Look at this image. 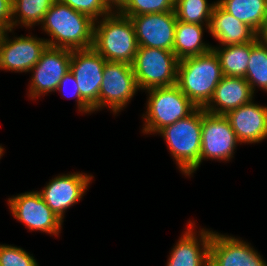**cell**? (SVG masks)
Returning a JSON list of instances; mask_svg holds the SVG:
<instances>
[{
    "label": "cell",
    "mask_w": 267,
    "mask_h": 266,
    "mask_svg": "<svg viewBox=\"0 0 267 266\" xmlns=\"http://www.w3.org/2000/svg\"><path fill=\"white\" fill-rule=\"evenodd\" d=\"M0 264L2 266H38L33 256L22 248L0 245Z\"/></svg>",
    "instance_id": "cell-28"
},
{
    "label": "cell",
    "mask_w": 267,
    "mask_h": 266,
    "mask_svg": "<svg viewBox=\"0 0 267 266\" xmlns=\"http://www.w3.org/2000/svg\"><path fill=\"white\" fill-rule=\"evenodd\" d=\"M12 0H0V31H12Z\"/></svg>",
    "instance_id": "cell-30"
},
{
    "label": "cell",
    "mask_w": 267,
    "mask_h": 266,
    "mask_svg": "<svg viewBox=\"0 0 267 266\" xmlns=\"http://www.w3.org/2000/svg\"><path fill=\"white\" fill-rule=\"evenodd\" d=\"M3 155V147L0 146V158Z\"/></svg>",
    "instance_id": "cell-33"
},
{
    "label": "cell",
    "mask_w": 267,
    "mask_h": 266,
    "mask_svg": "<svg viewBox=\"0 0 267 266\" xmlns=\"http://www.w3.org/2000/svg\"><path fill=\"white\" fill-rule=\"evenodd\" d=\"M222 78L220 61L213 49L178 61L176 85L197 108L209 103Z\"/></svg>",
    "instance_id": "cell-2"
},
{
    "label": "cell",
    "mask_w": 267,
    "mask_h": 266,
    "mask_svg": "<svg viewBox=\"0 0 267 266\" xmlns=\"http://www.w3.org/2000/svg\"><path fill=\"white\" fill-rule=\"evenodd\" d=\"M246 69L245 79L254 93L255 86L267 91V44L259 38L251 42V54Z\"/></svg>",
    "instance_id": "cell-23"
},
{
    "label": "cell",
    "mask_w": 267,
    "mask_h": 266,
    "mask_svg": "<svg viewBox=\"0 0 267 266\" xmlns=\"http://www.w3.org/2000/svg\"><path fill=\"white\" fill-rule=\"evenodd\" d=\"M103 1L111 10H112L113 6H115L117 11H118V9H120L122 7V5L125 2V0H103Z\"/></svg>",
    "instance_id": "cell-31"
},
{
    "label": "cell",
    "mask_w": 267,
    "mask_h": 266,
    "mask_svg": "<svg viewBox=\"0 0 267 266\" xmlns=\"http://www.w3.org/2000/svg\"><path fill=\"white\" fill-rule=\"evenodd\" d=\"M188 225L187 231L172 249L167 266H209V247L213 232L202 229L198 241L196 233L192 231L194 224Z\"/></svg>",
    "instance_id": "cell-18"
},
{
    "label": "cell",
    "mask_w": 267,
    "mask_h": 266,
    "mask_svg": "<svg viewBox=\"0 0 267 266\" xmlns=\"http://www.w3.org/2000/svg\"><path fill=\"white\" fill-rule=\"evenodd\" d=\"M7 31H0V69L30 71L48 46L46 40L21 36L12 41L8 40Z\"/></svg>",
    "instance_id": "cell-13"
},
{
    "label": "cell",
    "mask_w": 267,
    "mask_h": 266,
    "mask_svg": "<svg viewBox=\"0 0 267 266\" xmlns=\"http://www.w3.org/2000/svg\"><path fill=\"white\" fill-rule=\"evenodd\" d=\"M203 108L160 129L181 171L187 176L200 165Z\"/></svg>",
    "instance_id": "cell-4"
},
{
    "label": "cell",
    "mask_w": 267,
    "mask_h": 266,
    "mask_svg": "<svg viewBox=\"0 0 267 266\" xmlns=\"http://www.w3.org/2000/svg\"><path fill=\"white\" fill-rule=\"evenodd\" d=\"M8 203L14 217L24 223L29 230L58 235L63 220L47 206L39 191L19 194L9 198Z\"/></svg>",
    "instance_id": "cell-10"
},
{
    "label": "cell",
    "mask_w": 267,
    "mask_h": 266,
    "mask_svg": "<svg viewBox=\"0 0 267 266\" xmlns=\"http://www.w3.org/2000/svg\"><path fill=\"white\" fill-rule=\"evenodd\" d=\"M62 4L68 5L75 11L83 13L91 17L95 22L99 24L97 18L100 16H106L112 12V10L104 3L103 0H57Z\"/></svg>",
    "instance_id": "cell-27"
},
{
    "label": "cell",
    "mask_w": 267,
    "mask_h": 266,
    "mask_svg": "<svg viewBox=\"0 0 267 266\" xmlns=\"http://www.w3.org/2000/svg\"><path fill=\"white\" fill-rule=\"evenodd\" d=\"M175 0H125L118 10L124 16L152 14L174 11Z\"/></svg>",
    "instance_id": "cell-26"
},
{
    "label": "cell",
    "mask_w": 267,
    "mask_h": 266,
    "mask_svg": "<svg viewBox=\"0 0 267 266\" xmlns=\"http://www.w3.org/2000/svg\"><path fill=\"white\" fill-rule=\"evenodd\" d=\"M240 144L256 143L267 137V107L252 101L225 115Z\"/></svg>",
    "instance_id": "cell-16"
},
{
    "label": "cell",
    "mask_w": 267,
    "mask_h": 266,
    "mask_svg": "<svg viewBox=\"0 0 267 266\" xmlns=\"http://www.w3.org/2000/svg\"><path fill=\"white\" fill-rule=\"evenodd\" d=\"M91 179L92 175L82 173L61 175L52 179L39 193L47 206L62 220L64 211L82 198Z\"/></svg>",
    "instance_id": "cell-14"
},
{
    "label": "cell",
    "mask_w": 267,
    "mask_h": 266,
    "mask_svg": "<svg viewBox=\"0 0 267 266\" xmlns=\"http://www.w3.org/2000/svg\"><path fill=\"white\" fill-rule=\"evenodd\" d=\"M203 26L176 21L173 52L178 60L209 52L212 46L202 42Z\"/></svg>",
    "instance_id": "cell-20"
},
{
    "label": "cell",
    "mask_w": 267,
    "mask_h": 266,
    "mask_svg": "<svg viewBox=\"0 0 267 266\" xmlns=\"http://www.w3.org/2000/svg\"><path fill=\"white\" fill-rule=\"evenodd\" d=\"M217 3L257 33L263 28L267 17V0H220Z\"/></svg>",
    "instance_id": "cell-21"
},
{
    "label": "cell",
    "mask_w": 267,
    "mask_h": 266,
    "mask_svg": "<svg viewBox=\"0 0 267 266\" xmlns=\"http://www.w3.org/2000/svg\"><path fill=\"white\" fill-rule=\"evenodd\" d=\"M208 29L223 46L252 42L258 38V33L253 28L236 19L217 2L213 8Z\"/></svg>",
    "instance_id": "cell-19"
},
{
    "label": "cell",
    "mask_w": 267,
    "mask_h": 266,
    "mask_svg": "<svg viewBox=\"0 0 267 266\" xmlns=\"http://www.w3.org/2000/svg\"><path fill=\"white\" fill-rule=\"evenodd\" d=\"M178 61L173 51L139 47L131 64L139 89L176 85Z\"/></svg>",
    "instance_id": "cell-6"
},
{
    "label": "cell",
    "mask_w": 267,
    "mask_h": 266,
    "mask_svg": "<svg viewBox=\"0 0 267 266\" xmlns=\"http://www.w3.org/2000/svg\"><path fill=\"white\" fill-rule=\"evenodd\" d=\"M214 6L215 2L209 5L207 0H175L174 11L178 20L200 25L205 22L208 28Z\"/></svg>",
    "instance_id": "cell-25"
},
{
    "label": "cell",
    "mask_w": 267,
    "mask_h": 266,
    "mask_svg": "<svg viewBox=\"0 0 267 266\" xmlns=\"http://www.w3.org/2000/svg\"><path fill=\"white\" fill-rule=\"evenodd\" d=\"M253 94L245 78L223 76L211 100L203 109L211 114L226 115L229 111L250 103Z\"/></svg>",
    "instance_id": "cell-17"
},
{
    "label": "cell",
    "mask_w": 267,
    "mask_h": 266,
    "mask_svg": "<svg viewBox=\"0 0 267 266\" xmlns=\"http://www.w3.org/2000/svg\"><path fill=\"white\" fill-rule=\"evenodd\" d=\"M41 24L51 36V40H46L50 47L70 50L93 47L95 20L57 0L46 12Z\"/></svg>",
    "instance_id": "cell-1"
},
{
    "label": "cell",
    "mask_w": 267,
    "mask_h": 266,
    "mask_svg": "<svg viewBox=\"0 0 267 266\" xmlns=\"http://www.w3.org/2000/svg\"><path fill=\"white\" fill-rule=\"evenodd\" d=\"M55 1L56 0H12V28H14V25H18L17 22L27 27H31L36 23H42L46 12ZM16 15L20 17V20L14 19Z\"/></svg>",
    "instance_id": "cell-24"
},
{
    "label": "cell",
    "mask_w": 267,
    "mask_h": 266,
    "mask_svg": "<svg viewBox=\"0 0 267 266\" xmlns=\"http://www.w3.org/2000/svg\"><path fill=\"white\" fill-rule=\"evenodd\" d=\"M237 143L240 142L228 118L203 109L200 164L205 158L229 161Z\"/></svg>",
    "instance_id": "cell-9"
},
{
    "label": "cell",
    "mask_w": 267,
    "mask_h": 266,
    "mask_svg": "<svg viewBox=\"0 0 267 266\" xmlns=\"http://www.w3.org/2000/svg\"><path fill=\"white\" fill-rule=\"evenodd\" d=\"M69 82L70 83L72 82V84H73L72 87H73L74 92L72 93L73 94L72 97L73 96L76 97V99H77L76 101L78 103L79 111L80 112L83 111L85 113H88V112L91 113V112H93V109L82 99L80 90L78 88V84H77V82L75 80L74 75L71 73V71H69L68 73H66L64 75V77L60 80L57 90L58 91H61L62 90L64 92L65 91V88L67 87L66 85Z\"/></svg>",
    "instance_id": "cell-29"
},
{
    "label": "cell",
    "mask_w": 267,
    "mask_h": 266,
    "mask_svg": "<svg viewBox=\"0 0 267 266\" xmlns=\"http://www.w3.org/2000/svg\"><path fill=\"white\" fill-rule=\"evenodd\" d=\"M147 92L149 98L143 118L146 122L143 133H157L163 127L188 117L197 109L177 85L150 88Z\"/></svg>",
    "instance_id": "cell-5"
},
{
    "label": "cell",
    "mask_w": 267,
    "mask_h": 266,
    "mask_svg": "<svg viewBox=\"0 0 267 266\" xmlns=\"http://www.w3.org/2000/svg\"><path fill=\"white\" fill-rule=\"evenodd\" d=\"M138 89L131 64L106 61L99 91L98 109L108 106L117 113L126 106Z\"/></svg>",
    "instance_id": "cell-7"
},
{
    "label": "cell",
    "mask_w": 267,
    "mask_h": 266,
    "mask_svg": "<svg viewBox=\"0 0 267 266\" xmlns=\"http://www.w3.org/2000/svg\"><path fill=\"white\" fill-rule=\"evenodd\" d=\"M93 48L106 61L132 64L139 45L130 17L113 11L104 16L100 25L95 22Z\"/></svg>",
    "instance_id": "cell-3"
},
{
    "label": "cell",
    "mask_w": 267,
    "mask_h": 266,
    "mask_svg": "<svg viewBox=\"0 0 267 266\" xmlns=\"http://www.w3.org/2000/svg\"><path fill=\"white\" fill-rule=\"evenodd\" d=\"M139 47L173 51L176 28L175 11L130 17Z\"/></svg>",
    "instance_id": "cell-12"
},
{
    "label": "cell",
    "mask_w": 267,
    "mask_h": 266,
    "mask_svg": "<svg viewBox=\"0 0 267 266\" xmlns=\"http://www.w3.org/2000/svg\"><path fill=\"white\" fill-rule=\"evenodd\" d=\"M212 49L217 54L223 76L245 78L251 54V42ZM220 49V50H219Z\"/></svg>",
    "instance_id": "cell-22"
},
{
    "label": "cell",
    "mask_w": 267,
    "mask_h": 266,
    "mask_svg": "<svg viewBox=\"0 0 267 266\" xmlns=\"http://www.w3.org/2000/svg\"><path fill=\"white\" fill-rule=\"evenodd\" d=\"M106 60L92 47L71 51L70 71L74 75L82 99L98 110V99Z\"/></svg>",
    "instance_id": "cell-8"
},
{
    "label": "cell",
    "mask_w": 267,
    "mask_h": 266,
    "mask_svg": "<svg viewBox=\"0 0 267 266\" xmlns=\"http://www.w3.org/2000/svg\"><path fill=\"white\" fill-rule=\"evenodd\" d=\"M71 51L65 48L47 46L41 53L33 71L29 96L35 98L41 94L57 91L60 80L70 71Z\"/></svg>",
    "instance_id": "cell-11"
},
{
    "label": "cell",
    "mask_w": 267,
    "mask_h": 266,
    "mask_svg": "<svg viewBox=\"0 0 267 266\" xmlns=\"http://www.w3.org/2000/svg\"><path fill=\"white\" fill-rule=\"evenodd\" d=\"M209 266H267V263L248 243L213 232Z\"/></svg>",
    "instance_id": "cell-15"
},
{
    "label": "cell",
    "mask_w": 267,
    "mask_h": 266,
    "mask_svg": "<svg viewBox=\"0 0 267 266\" xmlns=\"http://www.w3.org/2000/svg\"><path fill=\"white\" fill-rule=\"evenodd\" d=\"M258 38L262 43L267 44V17L265 19L263 28L258 33Z\"/></svg>",
    "instance_id": "cell-32"
}]
</instances>
